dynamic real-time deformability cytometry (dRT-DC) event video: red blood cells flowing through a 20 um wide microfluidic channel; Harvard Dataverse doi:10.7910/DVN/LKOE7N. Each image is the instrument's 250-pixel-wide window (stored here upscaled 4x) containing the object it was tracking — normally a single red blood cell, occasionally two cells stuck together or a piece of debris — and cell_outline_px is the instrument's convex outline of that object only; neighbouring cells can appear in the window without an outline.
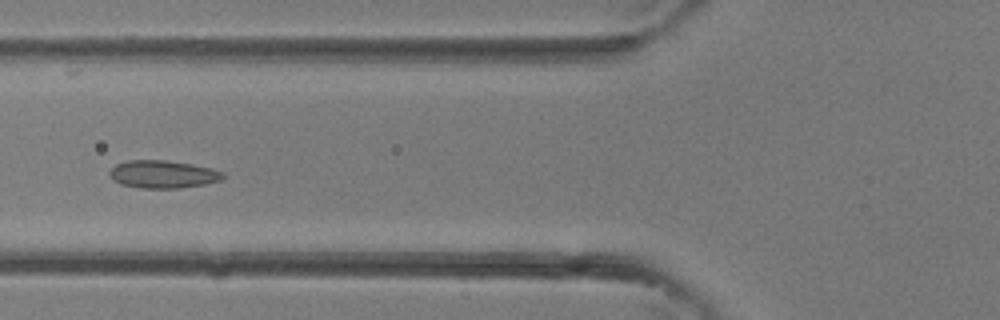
{"species": "common noctule bat (a hibernating species)", "species_latin": "Nyctalus noctula", "temperature_condition": "room temperature", "stored_images_in_passage": 3, "camera_frame_rate_fps": 3000, "um_per_image_px": 0.085, "animal": {"sex": "female"}, "frame": {"image": 1, "passage_image": 3, "time_ms": 0.667, "image_size_px": [1000, 320], "cell_outline_px": [[224, 176], [220, 180], [204, 184], [180, 188], [140, 188], [120, 184], [112, 180], [108, 172], [116, 164], [128, 160], [164, 160], [192, 164], [212, 168], [224, 172]], "centroid_in_image_um": [13.82, 14.81], "position_along_channel_um": 112.0, "area_um2": 18.38}}